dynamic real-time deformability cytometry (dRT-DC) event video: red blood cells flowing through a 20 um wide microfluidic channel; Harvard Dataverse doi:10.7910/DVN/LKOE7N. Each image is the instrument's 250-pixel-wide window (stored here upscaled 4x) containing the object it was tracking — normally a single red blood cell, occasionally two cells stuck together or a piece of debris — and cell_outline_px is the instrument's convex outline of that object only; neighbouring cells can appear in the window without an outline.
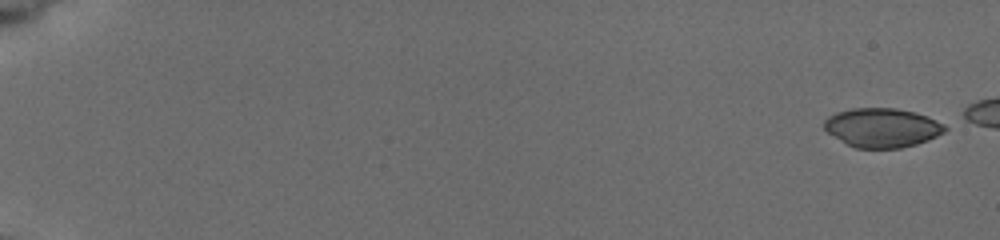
{"species": "common noctule bat (a hibernating species)", "species_latin": "Nyctalus noctula", "temperature_condition": "cold", "stored_images_in_passage": 7, "camera_frame_rate_fps": 3000, "um_per_image_px": 0.085, "animal": {"sex": "female", "body_mass_g": 19.5, "forearm_length_mm": 54.1}, "frame": {"image": 1, "passage_image": 1, "time_ms": 0.0, "image_size_px": [1000, 240], "cell_outline_px": [[948, 128], [944, 132], [928, 140], [916, 144], [900, 148], [856, 148], [848, 144], [828, 132], [824, 128], [824, 120], [828, 116], [836, 112], [852, 108], [896, 108], [928, 116], [944, 124]], "centroid_in_image_um": [74.99, 10.85], "position_along_channel_um": 10.0, "area_um2": 27.4}}